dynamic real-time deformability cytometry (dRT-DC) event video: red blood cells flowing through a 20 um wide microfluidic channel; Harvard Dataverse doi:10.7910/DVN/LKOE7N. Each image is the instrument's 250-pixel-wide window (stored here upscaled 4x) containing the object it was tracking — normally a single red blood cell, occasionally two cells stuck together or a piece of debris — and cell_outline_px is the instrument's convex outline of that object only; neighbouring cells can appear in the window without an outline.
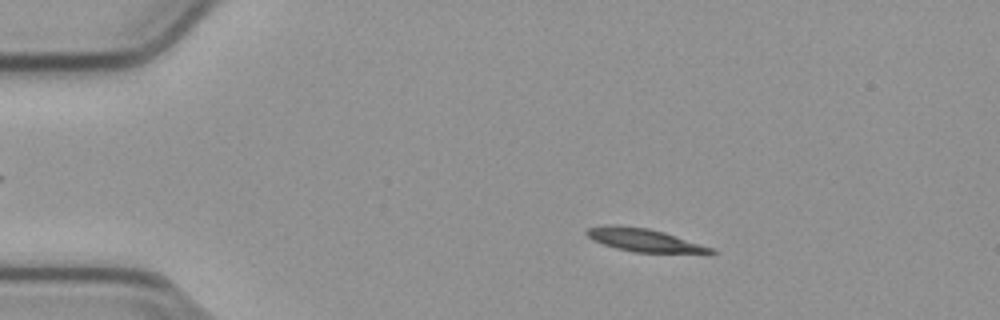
{"species": "common noctule bat (a hibernating species)", "species_latin": "Nyctalus noctula", "temperature_condition": "cold", "stored_images_in_passage": 55, "camera_frame_rate_fps": 3000, "um_per_image_px": 0.085, "animal": {"sex": "male", "body_mass_g": 23.1, "forearm_length_mm": 52.7}, "frame": {"image": 1, "passage_image": 10, "time_ms": 3.0, "image_size_px": [1000, 320], "cell_outline_px": [[716, 252], [712, 256], [708, 256], [632, 252], [616, 248], [592, 240], [584, 232], [588, 228], [608, 224], [648, 228], [664, 232], [712, 248]], "centroid_in_image_um": [54.9, 20.47], "position_along_channel_um": 30.1, "area_um2": 17.4}}
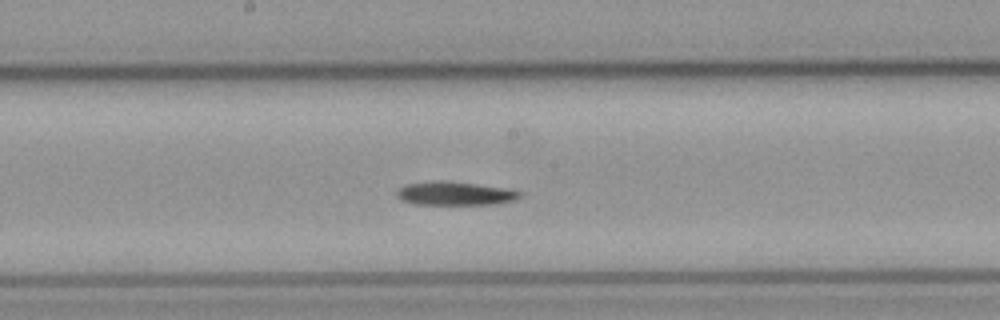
{"frame": {"image": 2, "passage_image": 29, "time_ms": 9.333, "image_size_px": [1000, 320], "cell_outline_px": [[524, 192], [520, 196], [512, 200], [496, 204], [416, 204], [400, 200], [396, 196], [396, 192], [400, 188], [408, 184], [440, 180], [444, 180], [504, 188]], "centroid_in_image_um": [38.65, 16.45], "position_along_channel_um": 209.6, "area_um2": 16.65}}
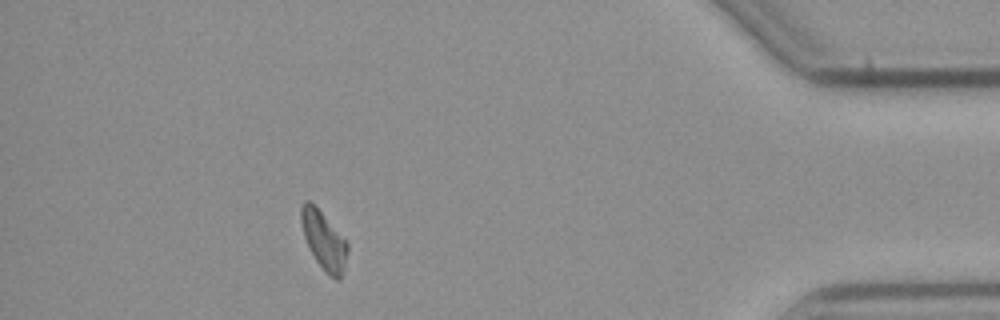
{"frame": {"image": 3, "passage_image": 49, "time_ms": 16.0, "image_size_px": [1000, 320], "cell_outline_px": [[348, 252], [344, 268], [340, 280], [336, 280], [324, 272], [316, 260], [304, 236], [300, 220], [300, 208], [304, 200], [308, 200], [320, 212], [348, 244]], "centroid_in_image_um": [27.51, 20.48], "position_along_channel_um": 407.7, "area_um2": 15.26}, "authors_computed_cell_mechanics": {"area_um2": 16.5886, "velocity_mm_per_s": 3.7689, "shape_relaxation_time_tau1_ms": 10.3115, "shape_relaxation_time_tau2_ms": null, "deformation_change_tau1": 0.2256, "deformation_change_tau2": null}}